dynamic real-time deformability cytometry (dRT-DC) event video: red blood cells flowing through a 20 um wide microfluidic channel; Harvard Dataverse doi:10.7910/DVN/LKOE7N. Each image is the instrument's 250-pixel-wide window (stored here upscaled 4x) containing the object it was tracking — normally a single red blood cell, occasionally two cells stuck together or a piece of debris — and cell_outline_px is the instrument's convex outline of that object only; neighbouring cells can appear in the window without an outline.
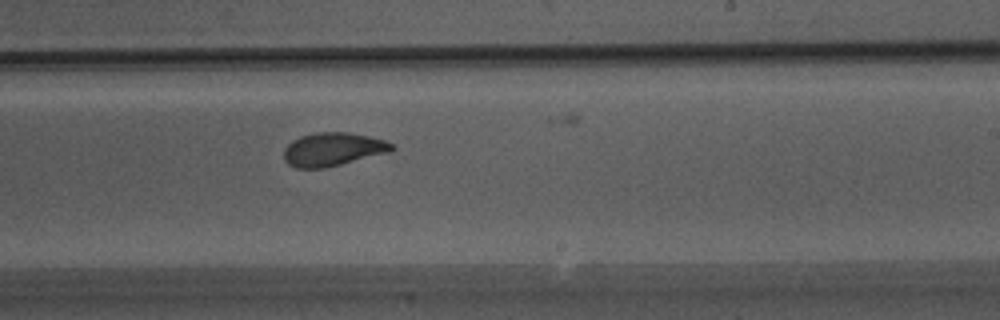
{"species": "Egyptian fruit bat (a non-hibernating species)", "species_latin": "Rousettus aegyptiacus", "temperature_condition": "warm", "stored_images_in_passage": 28, "camera_frame_rate_fps": 3000, "um_per_image_px": 0.085, "animal": {"sex": "male"}, "frame": {"image": 1, "passage_image": 20, "time_ms": 6.333, "image_size_px": [1000, 320], "cell_outline_px": [[396, 148], [388, 152], [324, 168], [296, 168], [288, 164], [284, 160], [284, 148], [292, 140], [300, 136], [316, 132], [348, 132], [368, 136], [384, 140], [392, 144]], "centroid_in_image_um": [28.25, 12.68], "position_along_channel_um": 260.7, "area_um2": 20.87}}